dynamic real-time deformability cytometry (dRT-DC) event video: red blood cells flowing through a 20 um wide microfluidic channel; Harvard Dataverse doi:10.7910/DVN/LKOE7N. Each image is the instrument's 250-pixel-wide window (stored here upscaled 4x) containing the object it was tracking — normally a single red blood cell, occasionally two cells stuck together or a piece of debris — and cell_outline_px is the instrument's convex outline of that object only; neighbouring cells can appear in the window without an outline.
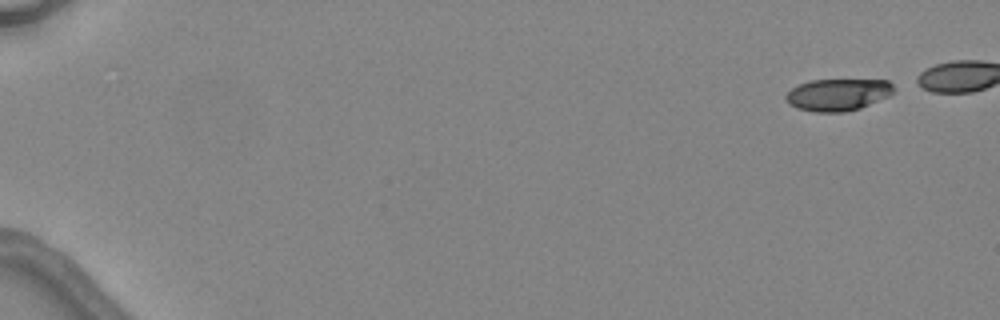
{"species": "common noctule bat (a hibernating species)", "species_latin": "Nyctalus noctula", "temperature_condition": "warm", "stored_images_in_passage": 5, "camera_frame_rate_fps": 3000, "um_per_image_px": 0.085, "animal": {"sex": "female", "body_mass_g": 24.6, "forearm_length_mm": 56.2}, "frame": {"image": 1, "passage_image": 1, "time_ms": 0.0, "image_size_px": [1000, 320], "cell_outline_px": [[896, 88], [888, 96], [860, 108], [844, 112], [812, 112], [796, 108], [788, 104], [784, 100], [784, 96], [792, 88], [800, 84], [812, 80], [888, 80]], "centroid_in_image_um": [71.18, 8.05], "position_along_channel_um": 13.8, "area_um2": 20.17}}